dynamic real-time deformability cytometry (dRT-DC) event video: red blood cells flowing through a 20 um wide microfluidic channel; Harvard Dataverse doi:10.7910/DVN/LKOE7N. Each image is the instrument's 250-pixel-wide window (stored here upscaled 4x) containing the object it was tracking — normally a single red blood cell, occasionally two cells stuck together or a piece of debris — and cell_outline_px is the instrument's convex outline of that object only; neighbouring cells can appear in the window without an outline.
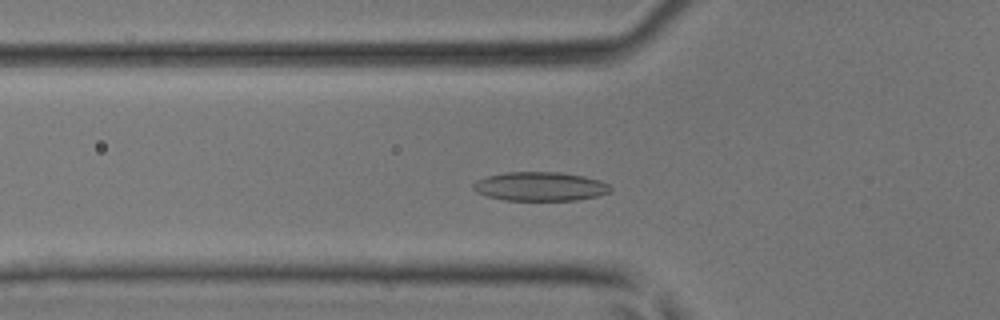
{"species": "common noctule bat (a hibernating species)", "species_latin": "Nyctalus noctula", "temperature_condition": "room temperature", "stored_images_in_passage": 41, "camera_frame_rate_fps": 3000, "um_per_image_px": 0.085, "animal": {"sex": "male", "body_mass_g": 17.9, "forearm_length_mm": 54.2}, "frame": {"image": 1, "passage_image": 12, "time_ms": 3.667, "image_size_px": [1000, 320], "cell_outline_px": [[612, 192], [596, 196], [576, 200], [504, 200], [488, 196], [476, 192], [472, 188], [472, 184], [476, 180], [488, 176], [508, 172], [560, 172], [584, 176], [600, 180], [608, 184], [612, 188]], "centroid_in_image_um": [45.92, 15.84], "position_along_channel_um": 79.9, "area_um2": 23.18}}
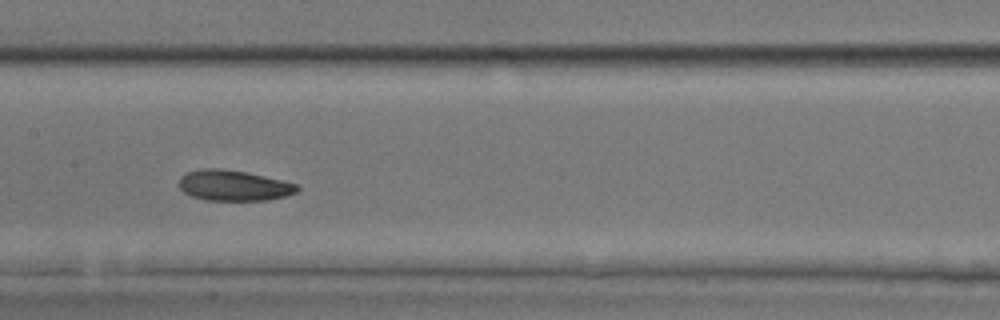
{"frame": {"image": 2, "passage_image": 19, "time_ms": 6.0, "image_size_px": [1000, 320], "cell_outline_px": [[300, 188], [296, 192], [284, 196], [268, 200], [208, 200], [192, 196], [184, 192], [180, 188], [180, 176], [184, 172], [200, 168], [220, 168], [248, 172], [296, 184]], "centroid_in_image_um": [19.82, 15.75], "position_along_channel_um": 187.6, "area_um2": 21.04}}
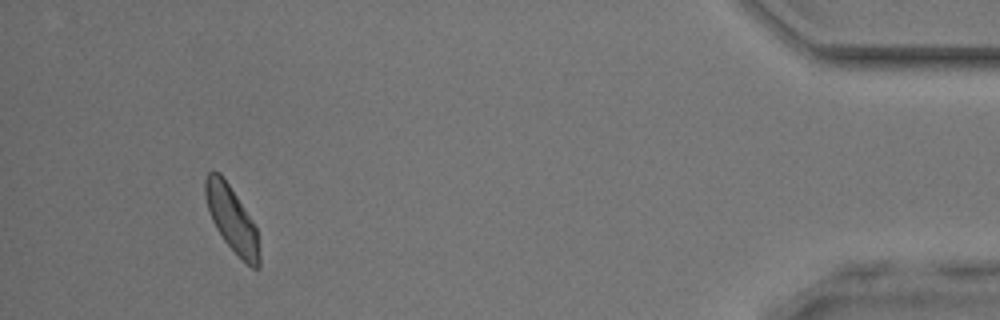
{"frame": {"image": 3, "passage_image": 38, "time_ms": 12.333, "image_size_px": [1000, 320], "cell_outline_px": [[260, 268], [252, 268], [224, 240], [216, 228], [212, 220], [208, 208], [204, 192], [204, 180], [208, 172], [220, 172], [252, 220], [256, 228], [260, 256]], "centroid_in_image_um": [19.7, 18.61], "position_along_channel_um": 415.5, "area_um2": 20.06}}